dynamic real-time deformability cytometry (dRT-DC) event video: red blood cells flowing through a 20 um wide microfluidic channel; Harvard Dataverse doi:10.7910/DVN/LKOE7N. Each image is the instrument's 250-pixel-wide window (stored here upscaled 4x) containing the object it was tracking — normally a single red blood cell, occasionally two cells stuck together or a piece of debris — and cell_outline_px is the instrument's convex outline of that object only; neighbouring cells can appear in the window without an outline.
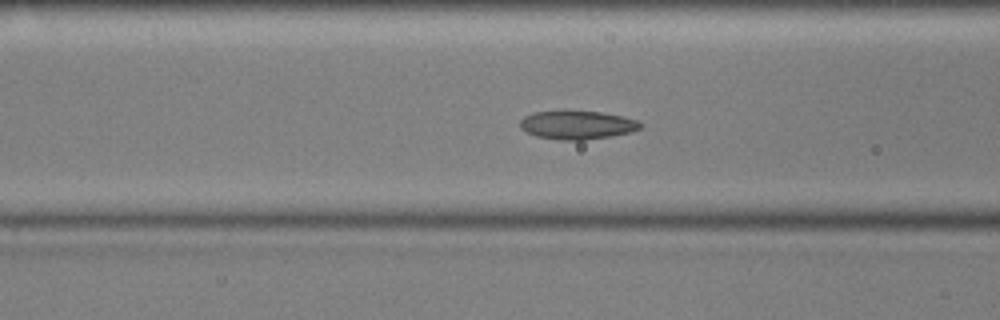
{"species": "common noctule bat (a hibernating species)", "species_latin": "Nyctalus noctula", "temperature_condition": "cold", "stored_images_in_passage": 56, "camera_frame_rate_fps": 3000, "um_per_image_px": 0.085, "animal": {"sex": "male", "body_mass_g": 17.9, "forearm_length_mm": 54.2}, "frame": {"image": 1, "passage_image": 21, "time_ms": 6.667, "image_size_px": [1000, 320], "cell_outline_px": [[640, 128], [632, 132], [612, 136], [584, 140], [560, 140], [536, 136], [520, 128], [520, 120], [524, 116], [532, 112], [600, 112], [624, 116], [636, 120], [640, 124]], "centroid_in_image_um": [49.06, 10.64], "position_along_channel_um": 117.5, "area_um2": 19.71}}
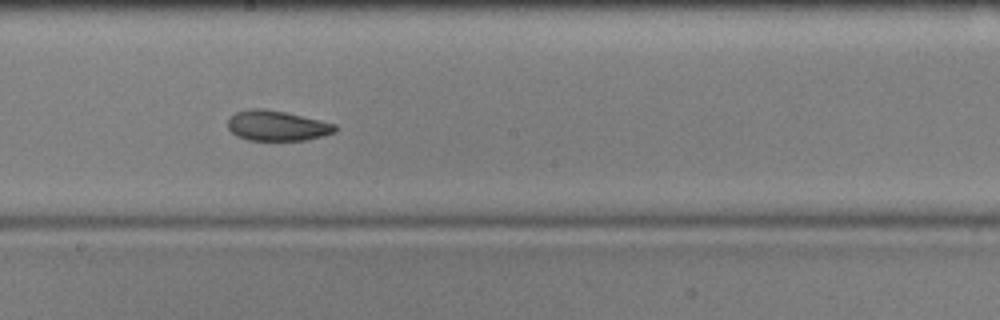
{"frame": {"image": 2, "passage_image": 30, "time_ms": 9.667, "image_size_px": [1000, 320], "cell_outline_px": [[336, 132], [324, 136], [308, 140], [248, 140], [236, 136], [228, 128], [228, 120], [236, 112], [252, 108], [264, 108], [284, 112], [320, 120], [336, 124]], "centroid_in_image_um": [23.56, 10.69], "position_along_channel_um": 224.6, "area_um2": 18.9}}
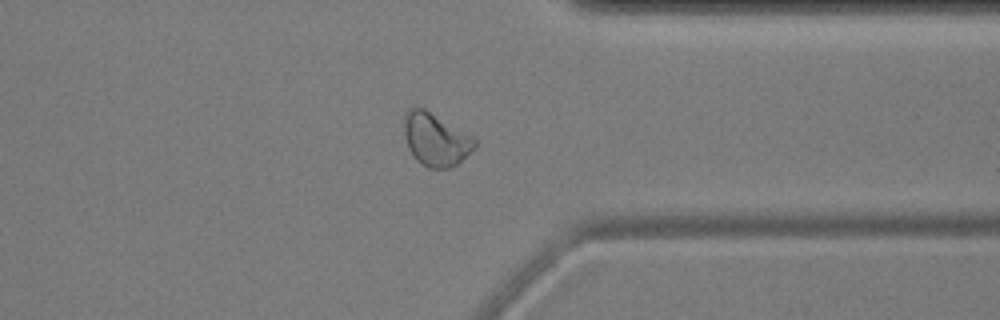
{"frame": {"image": 3, "passage_image": 43, "time_ms": 14.0, "image_size_px": [1000, 320], "cell_outline_px": [[476, 144], [456, 164], [448, 168], [428, 168], [420, 164], [416, 160], [408, 148], [404, 136], [404, 116], [408, 108], [424, 108], [472, 136], [476, 140]], "centroid_in_image_um": [36.97, 11.85], "position_along_channel_um": 374.4, "area_um2": 21.39}, "authors_computed_cell_mechanics": {"area_um2": 20.4323, "velocity_mm_per_s": 3.5679, "shape_relaxation_time_tau1_ms": 10.3575, "shape_relaxation_time_tau2_ms": 4.5458, "deformation_change_tau1": 0.1874, "deformation_change_tau2": 0.0778}}